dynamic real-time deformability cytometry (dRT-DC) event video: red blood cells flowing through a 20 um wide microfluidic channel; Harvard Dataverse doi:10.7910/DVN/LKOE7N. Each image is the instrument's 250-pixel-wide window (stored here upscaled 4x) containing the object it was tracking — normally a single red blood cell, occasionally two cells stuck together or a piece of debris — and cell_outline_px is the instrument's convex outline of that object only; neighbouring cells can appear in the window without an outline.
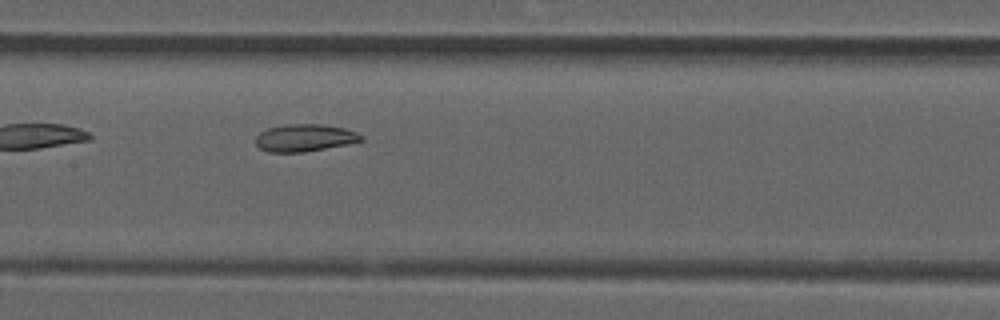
{"species": "common noctule bat (a hibernating species)", "species_latin": "Nyctalus noctula", "temperature_condition": "room temperature", "stored_images_in_passage": 36, "camera_frame_rate_fps": 3000, "um_per_image_px": 0.085, "animal": {"sex": "male", "forearm_length_mm": 52.5}, "frame": {"image": 1, "passage_image": 11, "time_ms": 3.333, "image_size_px": [1000, 320], "cell_outline_px": [[364, 140], [348, 144], [304, 152], [268, 152], [260, 148], [256, 144], [256, 136], [260, 132], [268, 128], [288, 124], [320, 124], [344, 128], [356, 132], [364, 136]], "centroid_in_image_um": [25.91, 11.72], "position_along_channel_um": 181.5, "area_um2": 16.76}}
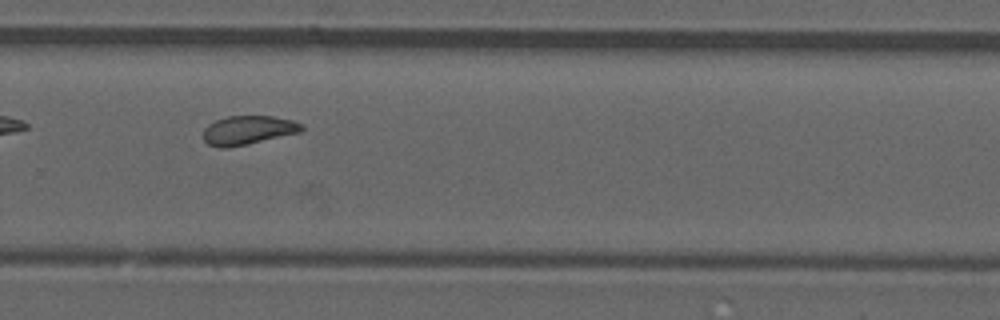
{"frame": {"image": 2, "passage_image": 21, "time_ms": 6.667, "image_size_px": [1000, 320], "cell_outline_px": [[304, 128], [300, 132], [248, 144], [228, 148], [216, 148], [208, 144], [204, 140], [204, 128], [208, 124], [216, 120], [228, 116], [272, 116], [292, 120], [304, 124]], "centroid_in_image_um": [21.08, 11.07], "position_along_channel_um": 308.7, "area_um2": 16.65}, "authors_computed_cell_mechanics": {"area_um2": 17.0221, "velocity_mm_per_s": 3.8269, "shape_relaxation_time_tau1_ms": null, "shape_relaxation_time_tau2_ms": 2.9669, "deformation_change_tau1": null, "deformation_change_tau2": 0.0854}}